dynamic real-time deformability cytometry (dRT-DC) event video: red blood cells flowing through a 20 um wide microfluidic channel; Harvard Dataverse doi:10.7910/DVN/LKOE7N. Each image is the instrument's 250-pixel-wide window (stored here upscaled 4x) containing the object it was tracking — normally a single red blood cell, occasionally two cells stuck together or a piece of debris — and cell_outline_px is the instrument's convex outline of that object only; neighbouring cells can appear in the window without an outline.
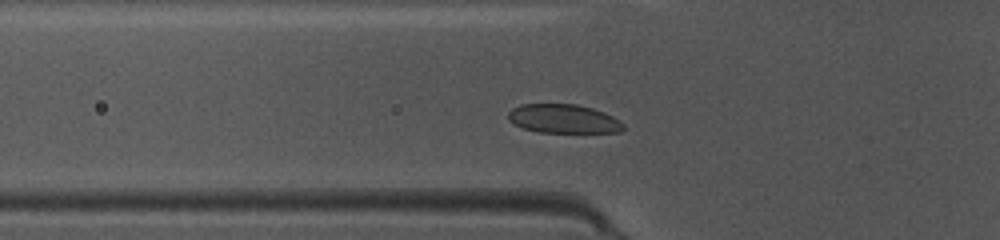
{"species": "common noctule bat (a hibernating species)", "species_latin": "Nyctalus noctula", "temperature_condition": "warm", "stored_images_in_passage": 45, "camera_frame_rate_fps": 3000, "um_per_image_px": 0.085, "animal": {"sex": "female", "body_mass_g": 10.0, "forearm_length_mm": 53.1}, "frame": {"image": 1, "passage_image": 11, "time_ms": 3.333, "image_size_px": [1000, 240], "cell_outline_px": [[624, 128], [620, 132], [536, 132], [512, 124], [508, 120], [508, 112], [512, 108], [520, 104], [576, 104], [592, 108], [604, 112], [620, 120], [624, 124]], "centroid_in_image_um": [47.87, 10.09], "position_along_channel_um": 77.9, "area_um2": 19.48}}
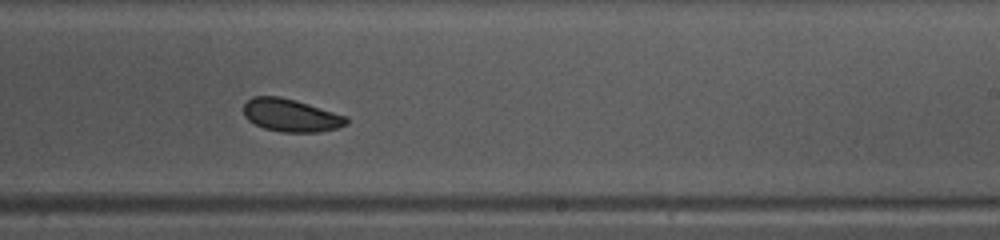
{"frame": {"image": 2, "passage_image": 25, "time_ms": 8.0, "image_size_px": [1000, 240], "cell_outline_px": [[348, 124], [336, 128], [320, 132], [280, 132], [264, 128], [248, 120], [244, 116], [244, 104], [252, 96], [280, 96], [296, 100], [348, 116]], "centroid_in_image_um": [24.74, 9.8], "position_along_channel_um": 264.3, "area_um2": 19.77}}
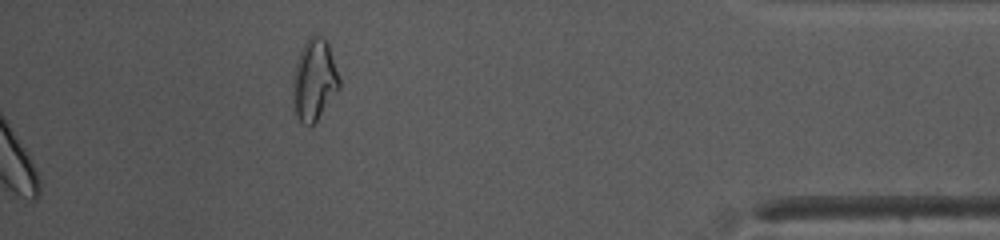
{"frame": {"image": 3, "passage_image": 45, "time_ms": 14.667, "image_size_px": [1000, 240], "cell_outline_px": [[340, 88], [316, 120], [312, 124], [304, 124], [296, 116], [292, 92], [292, 76], [296, 60], [300, 48], [312, 32], [316, 32], [328, 40], [340, 80]], "centroid_in_image_um": [26.7, 6.69], "position_along_channel_um": 408.5, "area_um2": 22.43}}